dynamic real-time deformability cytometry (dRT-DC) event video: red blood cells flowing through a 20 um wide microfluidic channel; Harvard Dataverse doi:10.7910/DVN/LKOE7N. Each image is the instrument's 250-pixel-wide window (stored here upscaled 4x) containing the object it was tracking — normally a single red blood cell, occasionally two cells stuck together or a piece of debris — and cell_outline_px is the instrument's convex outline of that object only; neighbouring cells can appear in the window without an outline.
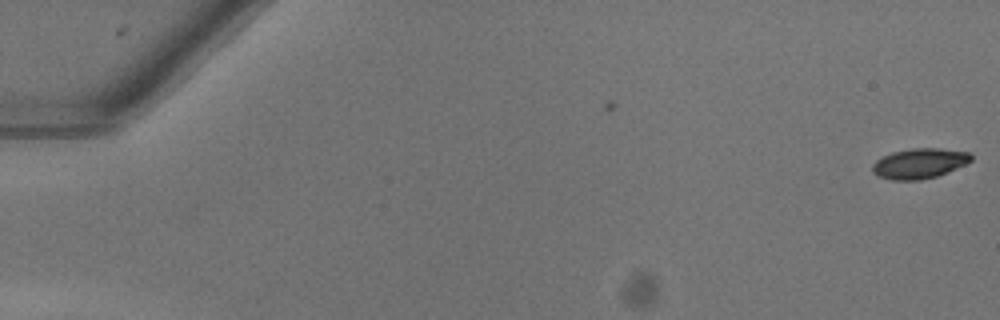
{"species": "common noctule bat (a hibernating species)", "species_latin": "Nyctalus noctula", "temperature_condition": "warm", "stored_images_in_passage": 4, "camera_frame_rate_fps": 3000, "um_per_image_px": 0.085, "animal": {"sex": "female"}, "frame": {"image": 1, "passage_image": 4, "time_ms": 1.0, "image_size_px": [1000, 320], "cell_outline_px": [[972, 160], [964, 164], [936, 176], [920, 180], [892, 180], [880, 176], [872, 172], [872, 164], [876, 160], [892, 152], [912, 148], [936, 148], [968, 152], [972, 156]], "centroid_in_image_um": [78.11, 13.89], "position_along_channel_um": 6.9, "area_um2": 17.05}}